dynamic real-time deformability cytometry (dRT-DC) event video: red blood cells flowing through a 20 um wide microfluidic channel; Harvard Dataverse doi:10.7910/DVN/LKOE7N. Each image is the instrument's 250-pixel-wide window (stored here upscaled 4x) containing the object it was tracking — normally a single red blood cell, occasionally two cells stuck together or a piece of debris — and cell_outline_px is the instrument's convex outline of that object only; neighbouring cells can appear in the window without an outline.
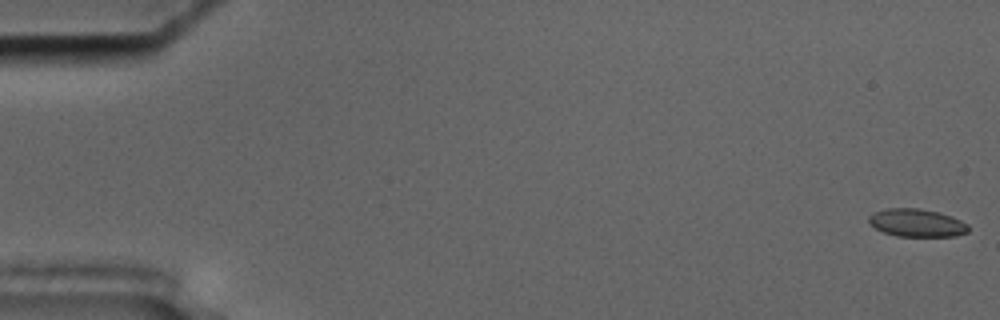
{"species": "common noctule bat (a hibernating species)", "species_latin": "Nyctalus noctula", "temperature_condition": "cold", "stored_images_in_passage": 56, "camera_frame_rate_fps": 3000, "um_per_image_px": 0.085, "animal": {"sex": "male", "body_mass_g": 17.5, "forearm_length_mm": 52.3}, "frame": {"image": 1, "passage_image": 1, "time_ms": 0.0, "image_size_px": [1000, 320], "cell_outline_px": [[968, 232], [956, 236], [896, 236], [884, 232], [876, 228], [868, 220], [868, 216], [872, 212], [884, 208], [920, 208], [940, 212], [952, 216], [968, 224]], "centroid_in_image_um": [77.92, 18.93], "position_along_channel_um": 7.1, "area_um2": 16.3}}
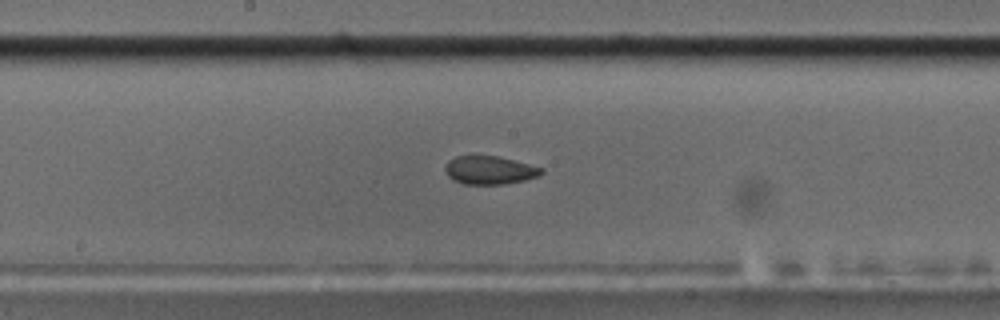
{"frame": {"image": 2, "passage_image": 30, "time_ms": 9.667, "image_size_px": [1000, 320], "cell_outline_px": [[544, 172], [540, 176], [524, 180], [504, 184], [464, 184], [452, 180], [448, 176], [444, 168], [448, 160], [456, 156], [472, 152], [496, 156], [544, 168]], "centroid_in_image_um": [41.56, 14.42], "position_along_channel_um": 206.6, "area_um2": 16.42}}
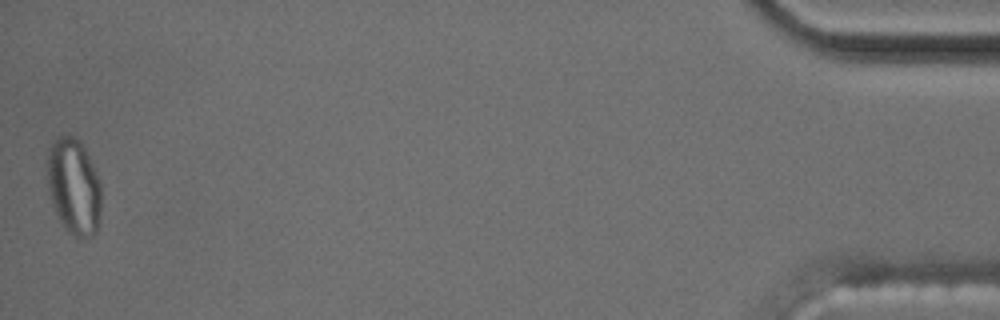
{"frame": {"image": 3, "passage_image": 56, "time_ms": 18.333, "image_size_px": [1000, 320], "cell_outline_px": [[100, 212], [96, 232], [92, 236], [84, 240], [68, 232], [60, 220], [56, 212], [52, 200], [48, 184], [48, 156], [52, 144], [60, 136], [68, 132], [76, 136], [84, 144], [100, 180]], "centroid_in_image_um": [6.31, 15.82], "position_along_channel_um": 428.9, "area_um2": 30.29}, "authors_computed_cell_mechanics": {"area_um2": 16.6175, "velocity_mm_per_s": 3.6187, "shape_relaxation_time_tau1_ms": null, "shape_relaxation_time_tau2_ms": 1.8926, "deformation_change_tau1": null, "deformation_change_tau2": 0.0721}}